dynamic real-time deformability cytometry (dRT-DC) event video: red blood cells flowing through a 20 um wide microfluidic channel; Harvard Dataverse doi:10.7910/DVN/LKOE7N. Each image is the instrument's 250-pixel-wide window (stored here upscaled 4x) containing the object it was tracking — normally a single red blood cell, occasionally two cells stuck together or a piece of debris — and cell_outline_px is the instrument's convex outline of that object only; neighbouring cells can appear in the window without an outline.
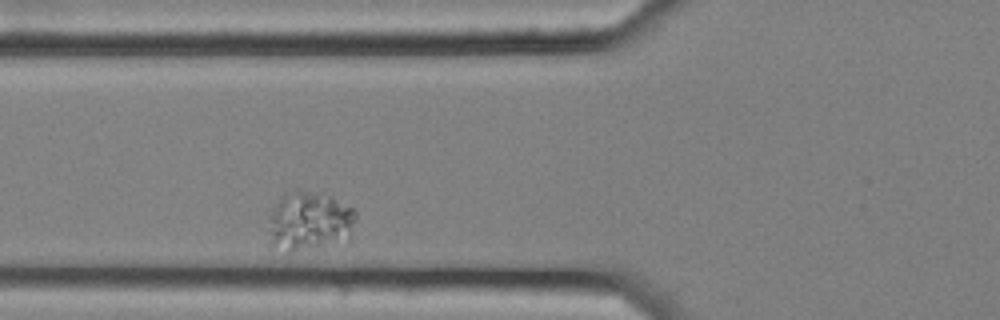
{"species": "common noctule bat (a hibernating species)", "species_latin": "Nyctalus noctula", "temperature_condition": "cold", "stored_images_in_passage": 2, "camera_frame_rate_fps": 3000, "um_per_image_px": 0.085, "animal": {"sex": "female", "body_mass_g": 25.1}, "frame": {"image": 1, "passage_image": 2, "time_ms": 0.333, "image_size_px": [1000, 320], "cell_outline_px": [[356, 220], [348, 236], [284, 256], [272, 248], [268, 232], [268, 216], [276, 204], [284, 196], [296, 188], [300, 188], [332, 196], [352, 208], [356, 212]], "centroid_in_image_um": [26.19, 18.8], "position_along_channel_um": 99.6, "area_um2": 30.29}}